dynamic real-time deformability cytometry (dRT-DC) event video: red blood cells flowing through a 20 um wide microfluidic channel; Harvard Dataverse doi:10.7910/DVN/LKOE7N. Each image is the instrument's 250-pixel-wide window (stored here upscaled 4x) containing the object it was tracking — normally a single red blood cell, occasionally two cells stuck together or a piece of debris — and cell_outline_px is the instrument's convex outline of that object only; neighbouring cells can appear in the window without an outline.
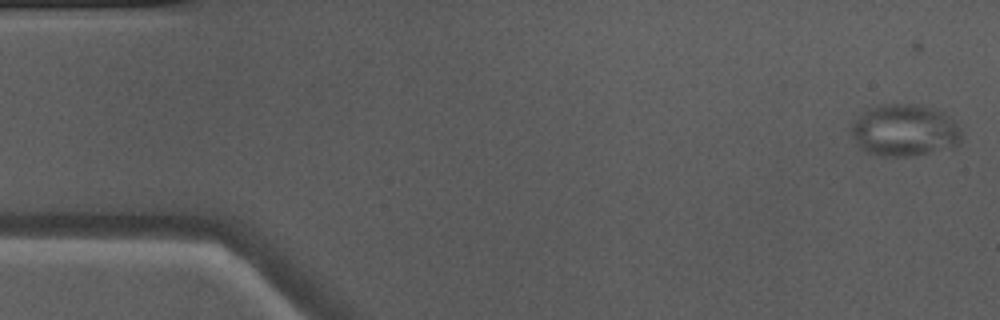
{"species": "Egyptian fruit bat (a non-hibernating species)", "species_latin": "Rousettus aegyptiacus", "temperature_condition": "warm", "stored_images_in_passage": 50, "camera_frame_rate_fps": 3000, "um_per_image_px": 0.085, "animal": {"sex": "male"}, "frame": {"image": 1, "passage_image": 1, "time_ms": 0.0, "image_size_px": [1000, 320], "cell_outline_px": [[960, 144], [952, 148], [912, 156], [880, 156], [864, 152], [860, 148], [848, 132], [848, 128], [852, 120], [868, 108], [880, 104], [920, 104], [936, 108], [948, 116], [960, 128]], "centroid_in_image_um": [76.82, 11.08], "position_along_channel_um": 8.2, "area_um2": 34.16}}
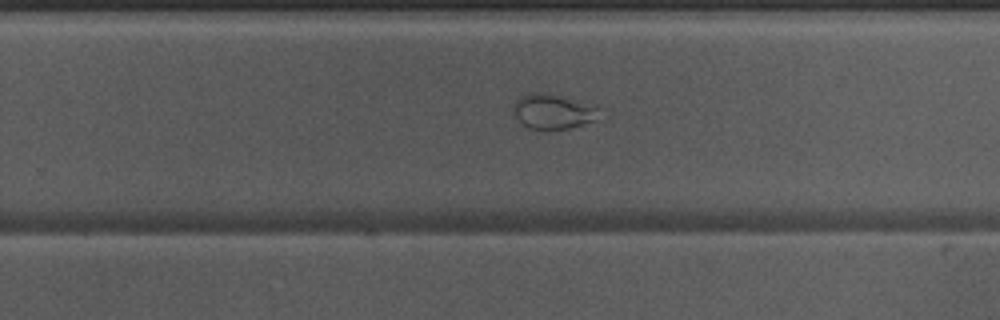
{"frame": {"image": 2, "passage_image": 31, "time_ms": 10.0, "image_size_px": [1000, 320], "cell_outline_px": [[600, 108], [592, 120], [568, 128], [548, 132], [528, 128], [512, 112], [512, 108], [516, 100], [520, 96], [532, 92], [540, 92], [556, 96]], "centroid_in_image_um": [46.87, 9.52], "position_along_channel_um": 282.9, "area_um2": 16.94}}
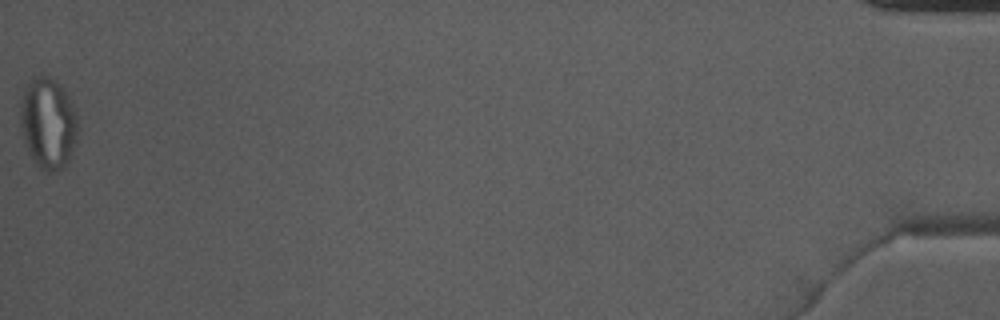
{"frame": {"image": 3, "passage_image": 50, "time_ms": 16.333, "image_size_px": [1000, 320], "cell_outline_px": [[80, 128], [76, 140], [68, 160], [64, 168], [52, 172], [48, 172], [40, 168], [36, 164], [28, 152], [24, 144], [20, 132], [20, 96], [24, 88], [36, 76], [48, 76], [60, 84], [68, 92], [76, 108]], "centroid_in_image_um": [4.1, 10.46], "position_along_channel_um": 431.1, "area_um2": 31.44}, "authors_computed_cell_mechanics": {"area_um2": 26.4146, "velocity_mm_per_s": 4.07, "shape_relaxation_time_tau1_ms": null, "shape_relaxation_time_tau2_ms": 1.2829, "deformation_change_tau1": null, "deformation_change_tau2": 0.0529}}